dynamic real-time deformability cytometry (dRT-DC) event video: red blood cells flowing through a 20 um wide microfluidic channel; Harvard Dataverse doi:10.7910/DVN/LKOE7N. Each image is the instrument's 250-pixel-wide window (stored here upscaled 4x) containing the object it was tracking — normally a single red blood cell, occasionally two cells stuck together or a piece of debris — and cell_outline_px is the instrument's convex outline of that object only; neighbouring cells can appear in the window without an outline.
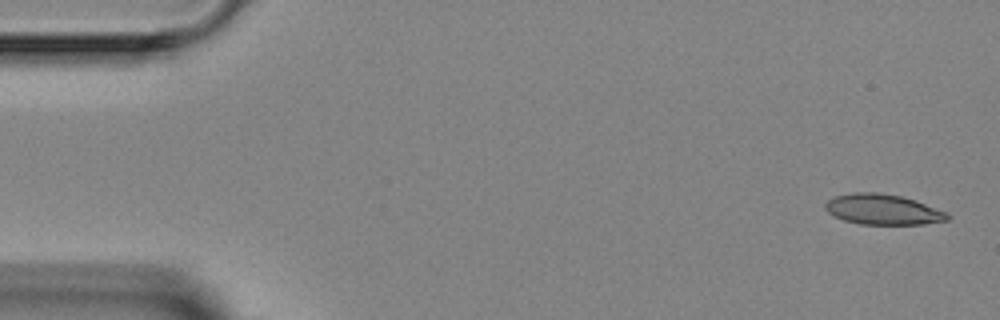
{"species": "Egyptian fruit bat (a non-hibernating species)", "species_latin": "Rousettus aegyptiacus", "temperature_condition": "room temperature", "stored_images_in_passage": 4, "camera_frame_rate_fps": 3000, "um_per_image_px": 0.085, "animal": {"sex": "female"}, "frame": {"image": 1, "passage_image": 1, "time_ms": 0.0, "image_size_px": [1000, 320], "cell_outline_px": [[948, 220], [924, 224], [860, 224], [844, 220], [832, 216], [824, 208], [824, 204], [828, 200], [836, 196], [852, 192], [876, 192], [900, 196], [916, 200], [948, 212]], "centroid_in_image_um": [75.03, 17.8], "position_along_channel_um": 10.0, "area_um2": 21.73}}
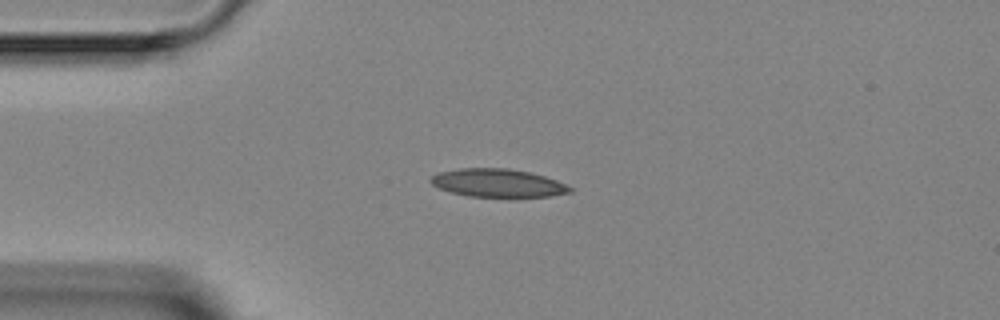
{"frame": {"image": 2, "passage_image": 4, "time_ms": 3.333, "image_size_px": [1000, 320], "cell_outline_px": [[572, 192], [548, 196], [468, 196], [452, 192], [440, 188], [432, 184], [428, 180], [432, 176], [440, 172], [460, 168], [508, 168], [528, 172], [544, 176], [556, 180], [572, 188]], "centroid_in_image_um": [42.29, 15.54], "position_along_channel_um": 42.7, "area_um2": 22.43}}